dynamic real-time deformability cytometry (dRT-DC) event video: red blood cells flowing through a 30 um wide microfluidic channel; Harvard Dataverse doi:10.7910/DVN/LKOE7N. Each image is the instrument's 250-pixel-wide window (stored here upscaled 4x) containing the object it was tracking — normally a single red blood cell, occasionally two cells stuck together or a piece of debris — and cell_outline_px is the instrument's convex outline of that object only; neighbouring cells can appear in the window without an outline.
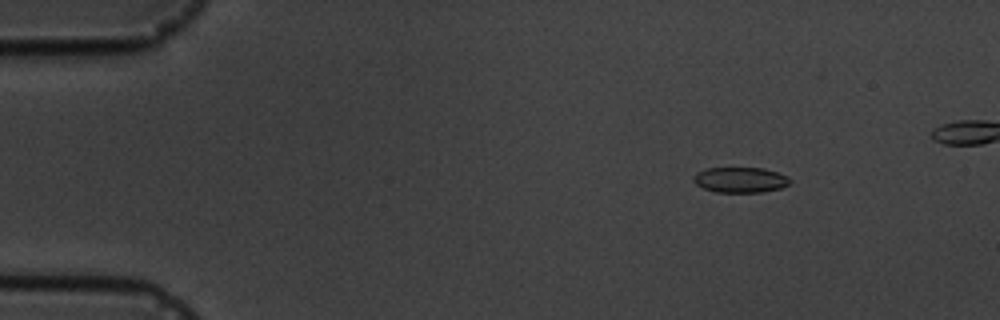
{"species": "common noctule bat (a hibernating species)", "species_latin": "Nyctalus noctula", "temperature_condition": "cold", "stored_images_in_passage": 12, "camera_frame_rate_fps": 3000, "um_per_image_px": 0.085, "animal": {"sex": "male", "body_mass_g": 19.5, "forearm_length_mm": 54.6}, "frame": {"image": 1, "passage_image": 3, "time_ms": 2.0, "image_size_px": [1000, 320], "cell_outline_px": [[792, 180], [788, 184], [780, 188], [760, 192], [716, 192], [704, 188], [696, 184], [692, 180], [692, 176], [696, 172], [708, 168], [764, 168], [788, 176]], "centroid_in_image_um": [62.9, 15.28], "position_along_channel_um": 22.1, "area_um2": 14.28}}
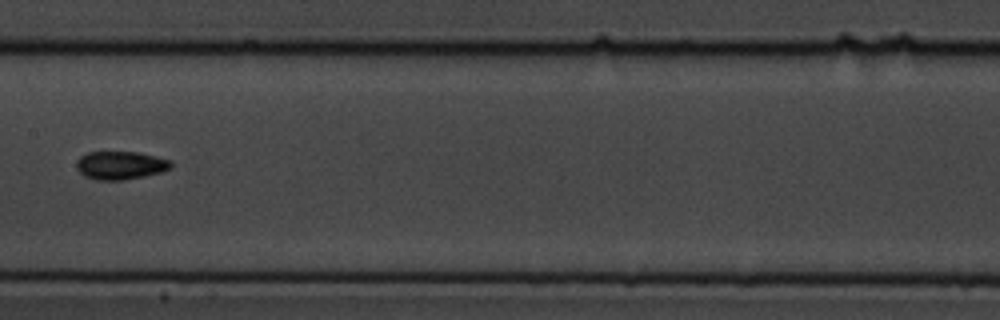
{"frame": {"image": 2, "passage_image": 9, "time_ms": 9.0, "image_size_px": [1000, 320], "cell_outline_px": [[172, 168], [160, 172], [144, 176], [124, 180], [96, 180], [84, 176], [76, 168], [76, 160], [80, 156], [88, 152], [136, 152], [156, 156], [172, 160]], "centroid_in_image_um": [10.23, 14.05], "position_along_channel_um": 197.2, "area_um2": 15.66}}
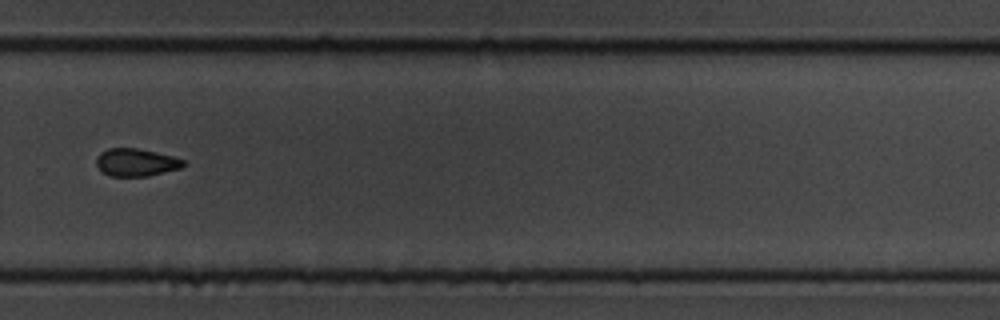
{"frame": {"image": 3, "passage_image": 12, "time_ms": 12.333, "image_size_px": [1000, 320], "cell_outline_px": [[188, 164], [180, 168], [148, 176], [112, 176], [104, 172], [96, 164], [96, 156], [100, 152], [108, 148], [136, 148], [156, 152], [172, 156], [184, 160]], "centroid_in_image_um": [11.58, 13.79], "position_along_channel_um": 318.2, "area_um2": 13.99}}